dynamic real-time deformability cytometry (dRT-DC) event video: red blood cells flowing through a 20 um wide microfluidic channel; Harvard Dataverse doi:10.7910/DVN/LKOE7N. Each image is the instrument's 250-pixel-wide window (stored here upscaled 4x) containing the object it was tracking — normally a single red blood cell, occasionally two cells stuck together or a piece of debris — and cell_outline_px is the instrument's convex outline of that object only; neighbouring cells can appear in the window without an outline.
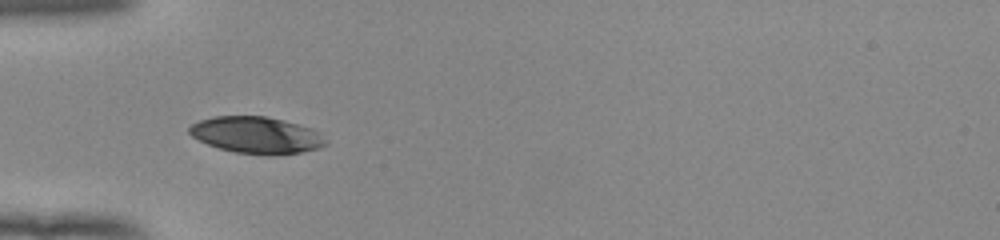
{"species": "human", "species_latin": "Homo sapiens", "temperature_condition": "room temperature", "stored_images_in_passage": 36, "camera_frame_rate_fps": 3000, "um_per_image_px": 0.085, "donor": {"sex": "female"}, "frame": {"image": 1, "passage_image": 1, "time_ms": 0.0, "image_size_px": [1000, 240], "cell_outline_px": [[328, 144], [320, 148], [300, 152], [236, 152], [220, 148], [208, 144], [192, 136], [188, 132], [188, 128], [192, 124], [200, 120], [212, 116], [264, 116], [284, 120], [312, 128]], "centroid_in_image_um": [21.75, 11.43], "position_along_channel_um": 63.3, "area_um2": 28.09}}
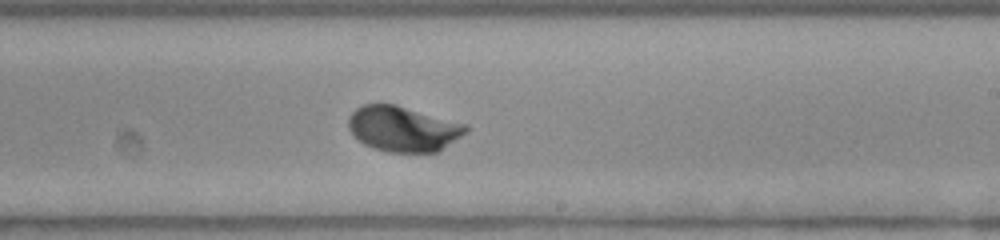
{"frame": {"image": 2, "passage_image": 16, "time_ms": 5.0, "image_size_px": [1000, 240], "cell_outline_px": [[468, 132], [440, 152], [388, 152], [372, 148], [364, 144], [352, 136], [348, 128], [348, 116], [356, 108], [364, 104], [396, 104], [468, 124]], "centroid_in_image_um": [34.28, 10.95], "position_along_channel_um": 254.7, "area_um2": 31.62}}
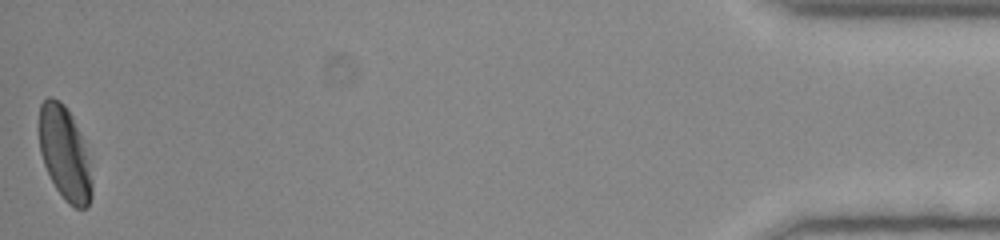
{"frame": {"image": 3, "passage_image": 36, "time_ms": 11.667, "image_size_px": [1000, 240], "cell_outline_px": [[92, 196], [88, 208], [76, 208], [68, 204], [64, 200], [56, 188], [44, 164], [40, 152], [40, 104], [48, 96], [52, 96], [60, 100], [64, 104], [72, 116], [80, 132], [88, 156], [92, 180]], "centroid_in_image_um": [5.52, 13.05], "position_along_channel_um": 429.7, "area_um2": 28.78}, "authors_computed_cell_mechanics": {"area_um2": 30.6051, "velocity_mm_per_s": 3.9139, "shape_relaxation_time_tau1_ms": 1.8577, "shape_relaxation_time_tau2_ms": null, "deformation_change_tau1": 0.1277, "deformation_change_tau2": null}}